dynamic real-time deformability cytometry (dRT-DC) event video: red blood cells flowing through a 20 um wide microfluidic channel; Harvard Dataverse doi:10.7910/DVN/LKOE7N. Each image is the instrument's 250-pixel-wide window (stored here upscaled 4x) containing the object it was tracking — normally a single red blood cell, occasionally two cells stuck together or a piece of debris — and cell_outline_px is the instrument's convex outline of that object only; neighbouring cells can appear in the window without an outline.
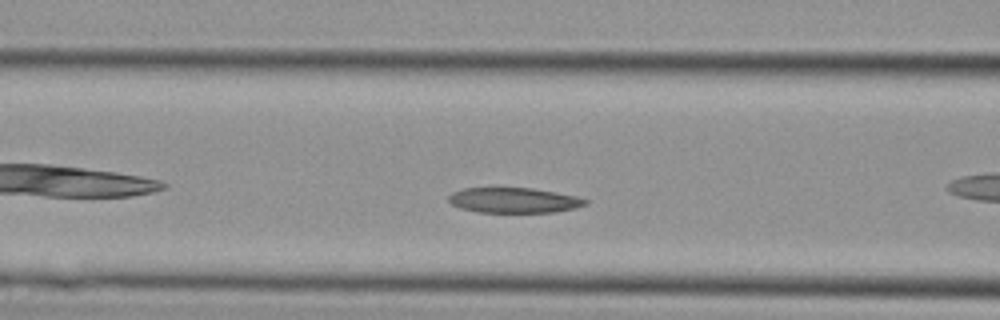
{"species": "Egyptian fruit bat (a non-hibernating species)", "species_latin": "Rousettus aegyptiacus", "temperature_condition": "cold", "stored_images_in_passage": 28, "camera_frame_rate_fps": 3000, "um_per_image_px": 0.085, "animal": {"sex": "female"}, "frame": {"image": 1, "passage_image": 5, "time_ms": 1.333, "image_size_px": [1000, 320], "cell_outline_px": [[588, 204], [576, 208], [552, 212], [476, 212], [460, 208], [452, 204], [448, 200], [448, 196], [452, 192], [464, 188], [532, 188], [576, 196], [588, 200]], "centroid_in_image_um": [43.67, 17.02], "position_along_channel_um": 122.9, "area_um2": 20.06}}